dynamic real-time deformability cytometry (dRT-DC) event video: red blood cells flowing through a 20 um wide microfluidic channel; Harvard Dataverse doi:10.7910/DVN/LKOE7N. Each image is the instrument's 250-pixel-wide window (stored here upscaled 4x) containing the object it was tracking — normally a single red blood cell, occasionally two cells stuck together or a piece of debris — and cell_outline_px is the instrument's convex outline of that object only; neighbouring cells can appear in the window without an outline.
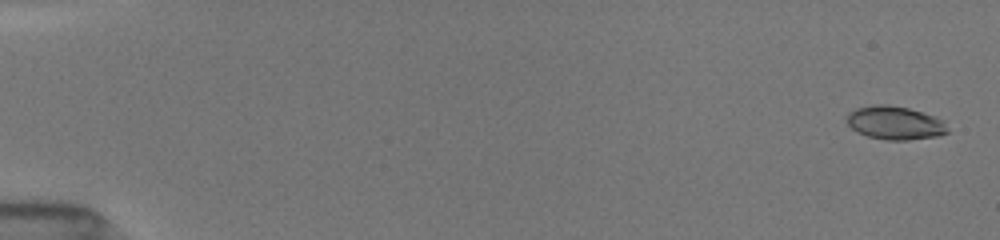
{"species": "common noctule bat (a hibernating species)", "species_latin": "Nyctalus noctula", "temperature_condition": "room temperature", "stored_images_in_passage": 11, "camera_frame_rate_fps": 3000, "um_per_image_px": 0.085, "animal": {"sex": "female", "body_mass_g": 19.5, "forearm_length_mm": 54.1}, "frame": {"image": 1, "passage_image": 1, "time_ms": 0.0, "image_size_px": [1000, 240], "cell_outline_px": [[948, 132], [940, 136], [908, 140], [888, 140], [868, 136], [856, 132], [844, 120], [848, 112], [856, 108], [876, 104], [888, 104], [908, 108], [936, 116], [944, 120], [948, 128]], "centroid_in_image_um": [76.07, 10.44], "position_along_channel_um": 8.9, "area_um2": 19.94}}
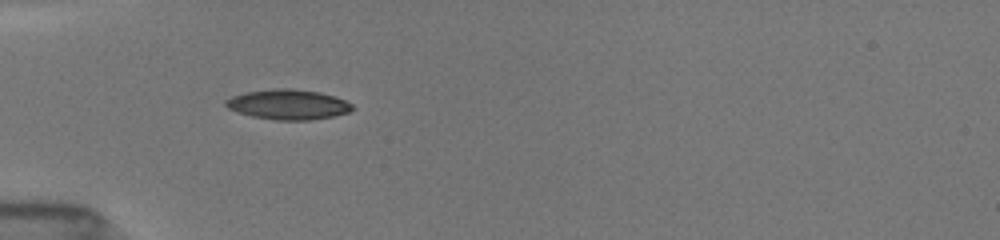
{"frame": {"image": 2, "passage_image": 10, "time_ms": 5.333, "image_size_px": [1000, 240], "cell_outline_px": [[356, 108], [348, 112], [332, 116], [308, 120], [276, 120], [252, 116], [236, 112], [228, 108], [224, 104], [224, 100], [232, 96], [244, 92], [272, 88], [292, 88], [320, 92], [344, 100], [352, 104]], "centroid_in_image_um": [24.45, 8.87], "position_along_channel_um": 60.5, "area_um2": 22.25}}
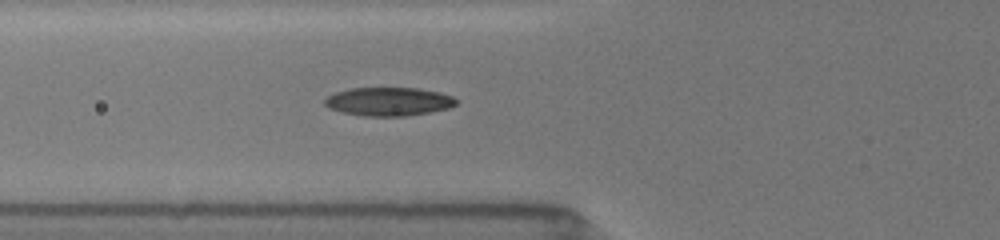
{"frame": {"image": 3, "passage_image": 11, "time_ms": 6.333, "image_size_px": [1000, 240], "cell_outline_px": [[456, 104], [448, 108], [428, 112], [404, 116], [364, 116], [344, 112], [328, 108], [324, 104], [324, 100], [328, 96], [336, 92], [348, 88], [420, 88], [440, 92], [452, 96], [456, 100]], "centroid_in_image_um": [33.02, 8.62], "position_along_channel_um": 92.8, "area_um2": 21.73}}